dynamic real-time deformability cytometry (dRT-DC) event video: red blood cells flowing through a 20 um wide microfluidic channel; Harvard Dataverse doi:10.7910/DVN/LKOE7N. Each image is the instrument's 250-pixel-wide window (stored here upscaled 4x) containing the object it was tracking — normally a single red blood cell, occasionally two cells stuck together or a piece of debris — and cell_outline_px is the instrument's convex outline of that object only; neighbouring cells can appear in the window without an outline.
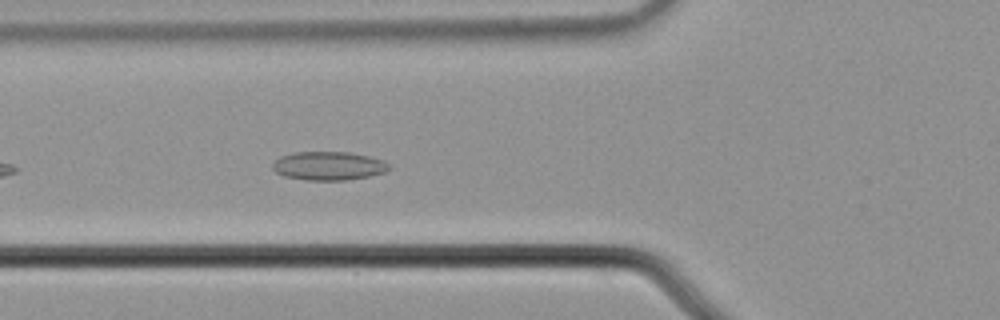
{"species": "common noctule bat (a hibernating species)", "species_latin": "Nyctalus noctula", "temperature_condition": "cold", "stored_images_in_passage": 42, "camera_frame_rate_fps": 3000, "um_per_image_px": 0.085, "animal": {"sex": "male", "body_mass_g": 21.5, "forearm_length_mm": 52.0}, "frame": {"image": 1, "passage_image": 7, "time_ms": 2.0, "image_size_px": [1000, 320], "cell_outline_px": [[392, 168], [384, 172], [368, 176], [348, 180], [304, 180], [284, 176], [276, 172], [272, 168], [272, 164], [280, 156], [296, 152], [348, 152], [368, 156], [384, 160]], "centroid_in_image_um": [27.93, 14.1], "position_along_channel_um": 97.9, "area_um2": 19.42}}
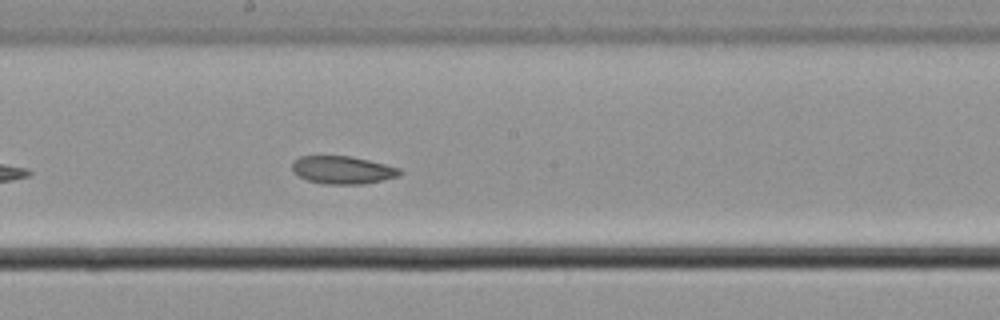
{"frame": {"image": 2, "passage_image": 17, "time_ms": 5.333, "image_size_px": [1000, 320], "cell_outline_px": [[404, 172], [400, 176], [364, 184], [324, 184], [308, 180], [300, 176], [292, 168], [292, 164], [300, 156], [348, 156], [368, 160], [400, 168]], "centroid_in_image_um": [29.17, 14.45], "position_along_channel_um": 219.0, "area_um2": 17.28}}
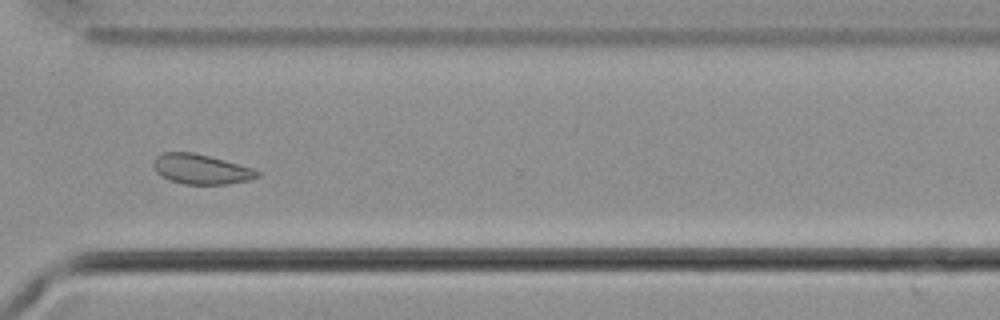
{"frame": {"image": 3, "passage_image": 28, "time_ms": 9.0, "image_size_px": [1000, 320], "cell_outline_px": [[260, 176], [248, 180], [228, 184], [184, 184], [168, 180], [160, 176], [156, 172], [152, 164], [152, 160], [156, 156], [164, 152], [192, 152], [224, 160], [252, 168], [260, 172]], "centroid_in_image_um": [17.04, 14.38], "position_along_channel_um": 353.6, "area_um2": 18.15}, "authors_computed_cell_mechanics": {"area_um2": 18.4671, "velocity_mm_per_s": 3.6433, "shape_relaxation_time_tau1_ms": null, "shape_relaxation_time_tau2_ms": 4.1367, "deformation_change_tau1": null, "deformation_change_tau2": 0.0791}}